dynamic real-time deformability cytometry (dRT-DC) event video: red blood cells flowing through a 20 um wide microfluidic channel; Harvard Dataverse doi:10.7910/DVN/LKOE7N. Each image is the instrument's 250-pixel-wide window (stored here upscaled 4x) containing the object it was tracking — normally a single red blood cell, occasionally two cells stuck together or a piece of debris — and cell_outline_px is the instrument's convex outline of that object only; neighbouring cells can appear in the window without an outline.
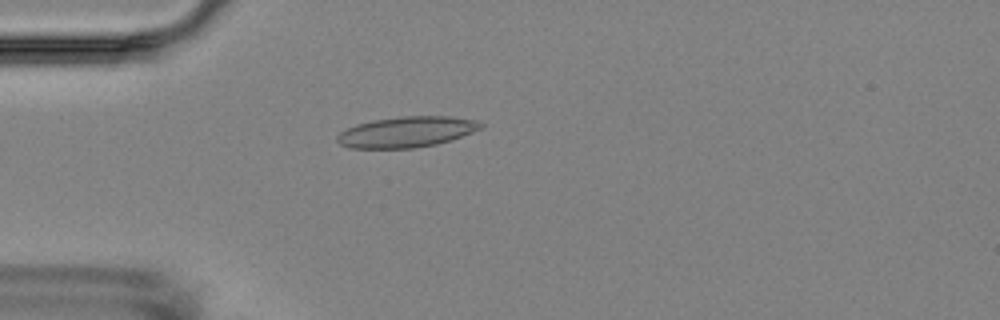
{"species": "Egyptian fruit bat (a non-hibernating species)", "species_latin": "Rousettus aegyptiacus", "temperature_condition": "room temperature", "stored_images_in_passage": 2, "camera_frame_rate_fps": 3000, "um_per_image_px": 0.085, "animal": {"sex": "female"}, "frame": {"image": 1, "passage_image": 2, "time_ms": 1.0, "image_size_px": [1000, 320], "cell_outline_px": [[484, 128], [452, 140], [436, 144], [416, 148], [348, 148], [340, 144], [336, 140], [336, 136], [340, 132], [356, 124], [372, 120], [400, 116], [448, 116], [480, 120], [484, 124]], "centroid_in_image_um": [34.6, 11.21], "position_along_channel_um": 50.4, "area_um2": 26.07}}